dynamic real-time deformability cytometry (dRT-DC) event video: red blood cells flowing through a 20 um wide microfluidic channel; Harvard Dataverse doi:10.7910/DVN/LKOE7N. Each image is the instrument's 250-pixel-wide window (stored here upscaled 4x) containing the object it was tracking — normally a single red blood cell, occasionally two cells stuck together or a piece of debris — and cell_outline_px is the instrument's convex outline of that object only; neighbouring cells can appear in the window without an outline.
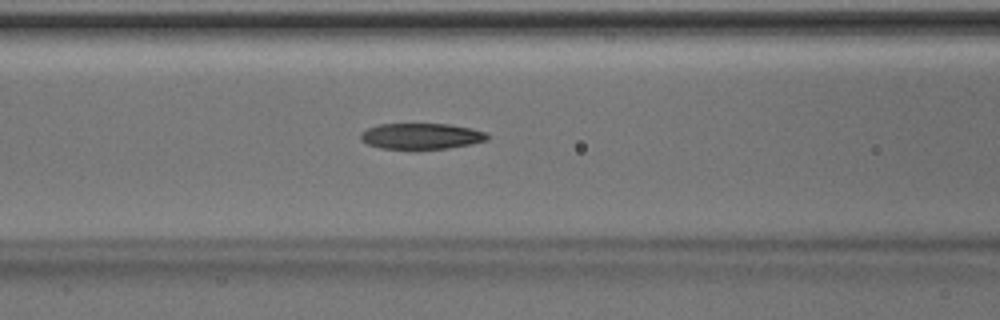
{"species": "Egyptian fruit bat (a non-hibernating species)", "species_latin": "Rousettus aegyptiacus", "temperature_condition": "room temperature", "stored_images_in_passage": 48, "camera_frame_rate_fps": 3000, "um_per_image_px": 0.085, "animal": {"sex": "male"}, "frame": {"image": 1, "passage_image": 20, "time_ms": 6.333, "image_size_px": [1000, 320], "cell_outline_px": [[488, 140], [472, 144], [448, 148], [416, 152], [412, 152], [380, 148], [368, 144], [360, 140], [360, 132], [368, 128], [380, 124], [448, 124], [468, 128], [484, 132], [488, 136]], "centroid_in_image_um": [35.74, 11.63], "position_along_channel_um": 130.9, "area_um2": 19.88}}
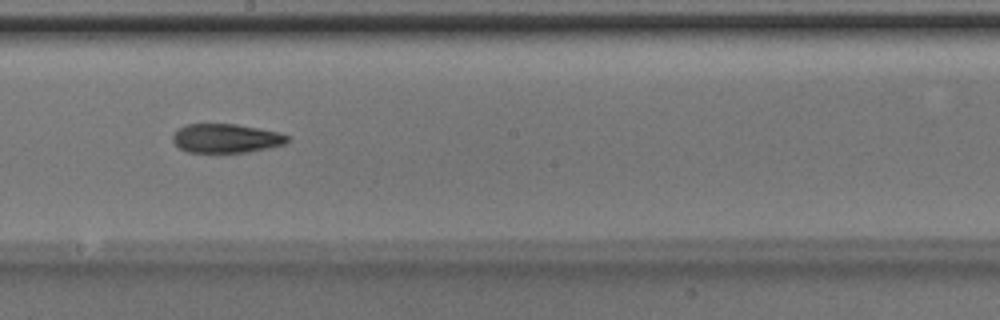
{"frame": {"image": 2, "passage_image": 27, "time_ms": 8.667, "image_size_px": [1000, 320], "cell_outline_px": [[288, 140], [284, 144], [268, 148], [248, 152], [188, 152], [180, 148], [172, 140], [172, 136], [176, 128], [184, 124], [236, 124], [276, 132], [288, 136]], "centroid_in_image_um": [19.15, 11.75], "position_along_channel_um": 229.1, "area_um2": 19.25}}
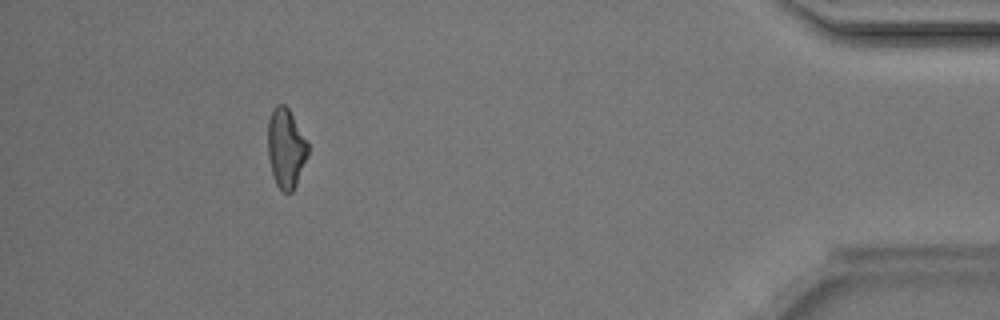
{"frame": {"image": 3, "passage_image": 44, "time_ms": 14.333, "image_size_px": [1000, 320], "cell_outline_px": [[308, 156], [296, 184], [292, 192], [284, 192], [276, 184], [272, 172], [268, 156], [268, 120], [272, 108], [276, 104], [284, 104], [288, 108], [308, 144]], "centroid_in_image_um": [24.29, 12.58], "position_along_channel_um": 410.9, "area_um2": 18.38}}